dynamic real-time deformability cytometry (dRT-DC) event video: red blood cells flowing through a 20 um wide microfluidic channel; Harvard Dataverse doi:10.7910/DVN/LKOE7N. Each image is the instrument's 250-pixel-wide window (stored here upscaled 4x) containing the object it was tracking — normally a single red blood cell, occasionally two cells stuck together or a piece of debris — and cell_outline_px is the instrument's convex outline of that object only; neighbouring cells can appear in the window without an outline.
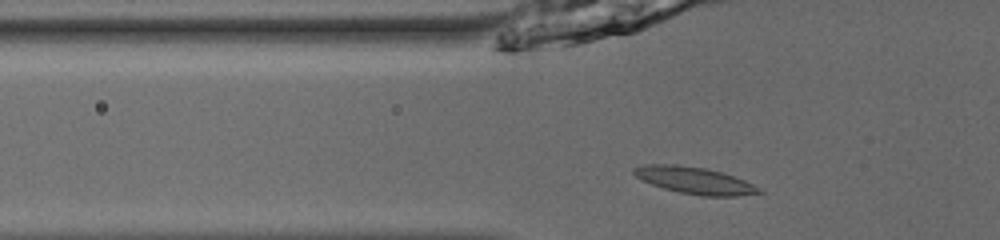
{"species": "common noctule bat (a hibernating species)", "species_latin": "Nyctalus noctula", "temperature_condition": "room temperature", "stored_images_in_passage": 37, "camera_frame_rate_fps": 3000, "um_per_image_px": 0.085, "animal": {"sex": "male", "body_mass_g": 13.0, "forearm_length_mm": 53.1}, "frame": {"image": 1, "passage_image": 4, "time_ms": 1.0, "image_size_px": [1000, 240], "cell_outline_px": [[764, 192], [736, 196], [700, 196], [680, 192], [664, 188], [652, 184], [636, 176], [632, 172], [632, 168], [644, 164], [676, 164], [704, 168], [720, 172], [744, 180], [760, 188]], "centroid_in_image_um": [59.02, 15.33], "position_along_channel_um": 66.8, "area_um2": 19.36}}
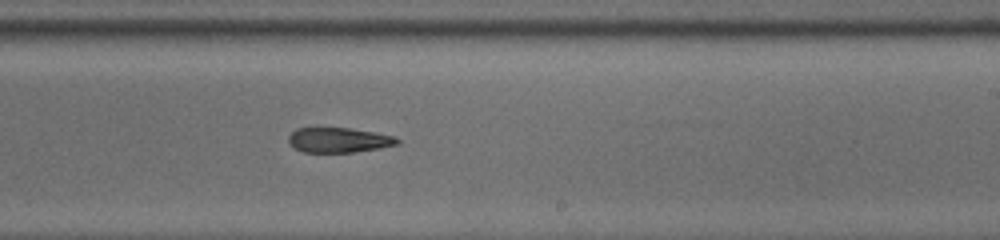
{"frame": {"image": 2, "passage_image": 19, "time_ms": 6.0, "image_size_px": [1000, 240], "cell_outline_px": [[400, 144], [380, 148], [352, 152], [304, 152], [292, 148], [288, 144], [288, 136], [296, 128], [348, 128], [372, 132], [392, 136], [400, 140]], "centroid_in_image_um": [28.74, 11.91], "position_along_channel_um": 260.3, "area_um2": 15.78}}
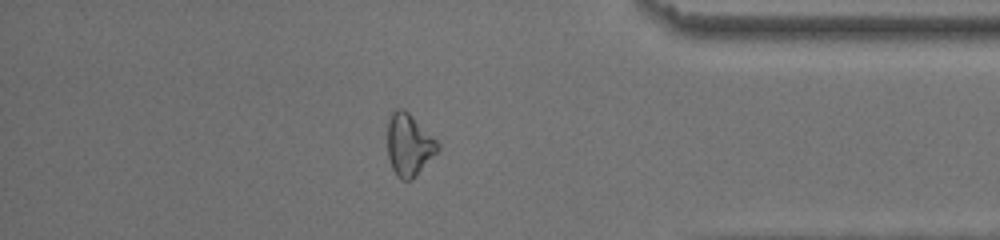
{"frame": {"image": 3, "passage_image": 31, "time_ms": 10.0, "image_size_px": [1000, 240], "cell_outline_px": [[440, 148], [412, 180], [400, 180], [396, 176], [392, 168], [388, 156], [388, 116], [396, 108], [400, 108], [408, 112], [440, 144]], "centroid_in_image_um": [34.74, 12.32], "position_along_channel_um": 400.5, "area_um2": 18.03}}